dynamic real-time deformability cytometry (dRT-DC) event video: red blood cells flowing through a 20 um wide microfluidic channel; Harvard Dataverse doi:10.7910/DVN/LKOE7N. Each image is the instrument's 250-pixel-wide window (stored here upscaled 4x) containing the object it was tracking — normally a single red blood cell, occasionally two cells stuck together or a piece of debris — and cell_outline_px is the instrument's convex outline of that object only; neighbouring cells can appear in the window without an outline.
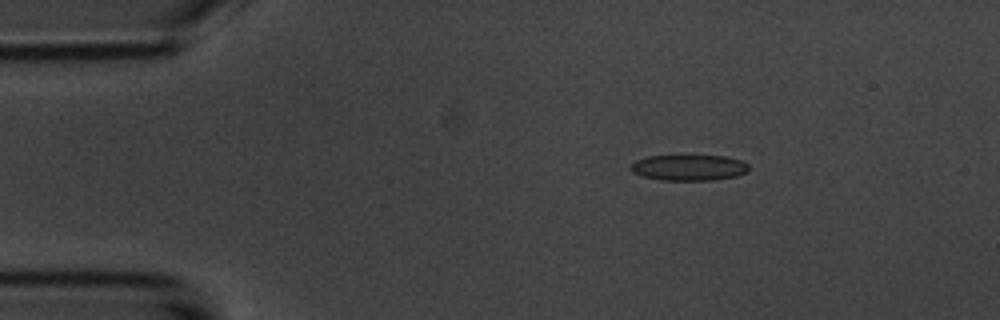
{"species": "common noctule bat (a hibernating species)", "species_latin": "Nyctalus noctula", "temperature_condition": "room temperature", "stored_images_in_passage": 3, "camera_frame_rate_fps": 3000, "um_per_image_px": 0.085, "animal": {"sex": "male", "body_mass_g": 20.1, "forearm_length_mm": 53.5}, "frame": {"image": 1, "passage_image": 1, "time_ms": 0.0, "image_size_px": [1000, 320], "cell_outline_px": [[748, 172], [736, 176], [712, 180], [660, 180], [644, 176], [632, 172], [628, 168], [636, 160], [648, 156], [724, 156], [740, 160], [748, 164]], "centroid_in_image_um": [58.55, 14.25], "position_along_channel_um": 26.5, "area_um2": 17.69}}
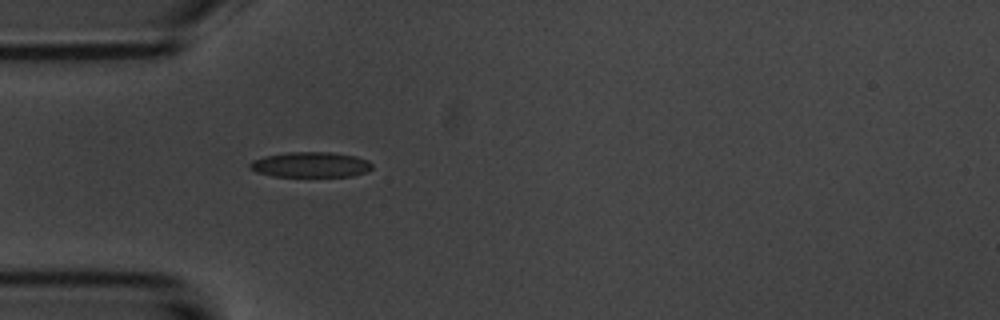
{"frame": {"image": 2, "passage_image": 3, "time_ms": 2.333, "image_size_px": [1000, 320], "cell_outline_px": [[372, 168], [368, 172], [352, 176], [272, 176], [256, 172], [248, 168], [248, 164], [252, 160], [264, 156], [288, 152], [332, 152], [356, 156], [368, 160], [372, 164]], "centroid_in_image_um": [26.39, 13.99], "position_along_channel_um": 58.6, "area_um2": 18.21}}